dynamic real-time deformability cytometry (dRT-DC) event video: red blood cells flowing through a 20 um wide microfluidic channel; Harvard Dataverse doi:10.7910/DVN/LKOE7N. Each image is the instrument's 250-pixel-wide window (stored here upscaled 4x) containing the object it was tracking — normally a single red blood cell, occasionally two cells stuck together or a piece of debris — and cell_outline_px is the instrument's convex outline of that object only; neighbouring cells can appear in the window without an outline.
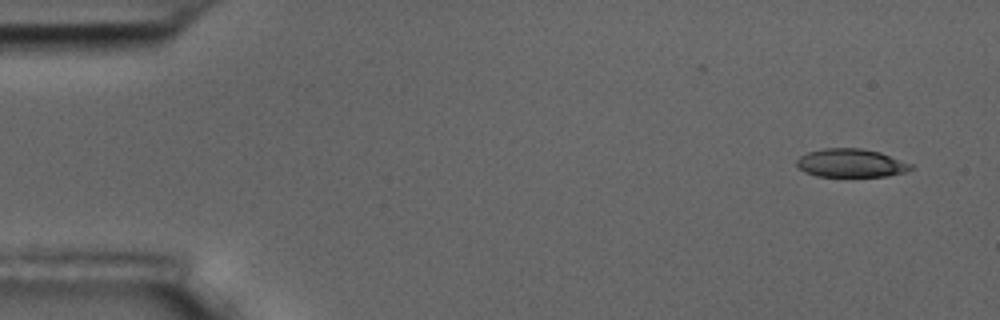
{"species": "common noctule bat (a hibernating species)", "species_latin": "Nyctalus noctula", "temperature_condition": "room temperature", "stored_images_in_passage": 6, "camera_frame_rate_fps": 3000, "um_per_image_px": 0.085, "animal": {"sex": "male", "body_mass_g": 17.5, "forearm_length_mm": 52.3}, "frame": {"image": 1, "passage_image": 1, "time_ms": 0.0, "image_size_px": [1000, 320], "cell_outline_px": [[912, 168], [904, 172], [888, 176], [816, 176], [804, 172], [796, 164], [796, 160], [800, 156], [808, 152], [824, 148], [860, 148], [880, 152], [912, 164]], "centroid_in_image_um": [72.31, 13.86], "position_along_channel_um": 12.7, "area_um2": 18.79}}